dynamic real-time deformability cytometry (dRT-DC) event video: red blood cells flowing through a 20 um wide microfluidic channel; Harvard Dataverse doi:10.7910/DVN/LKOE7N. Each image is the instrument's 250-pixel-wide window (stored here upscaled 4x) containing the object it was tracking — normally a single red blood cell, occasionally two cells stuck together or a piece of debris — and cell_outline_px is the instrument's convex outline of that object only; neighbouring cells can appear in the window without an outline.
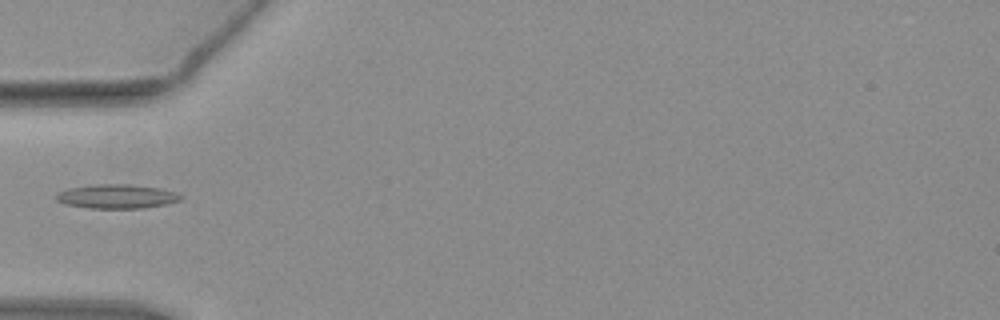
{"species": "common noctule bat (a hibernating species)", "species_latin": "Nyctalus noctula", "temperature_condition": "warm", "stored_images_in_passage": 34, "camera_frame_rate_fps": 3000, "um_per_image_px": 0.085, "animal": {"sex": "female", "body_mass_g": 19.3, "forearm_length_mm": 54.1}, "frame": {"image": 1, "passage_image": 1, "time_ms": 0.0, "image_size_px": [1000, 320], "cell_outline_px": [[184, 196], [180, 200], [164, 204], [144, 208], [88, 208], [64, 204], [56, 200], [56, 196], [60, 192], [68, 188], [96, 184], [128, 184], [160, 188], [176, 192]], "centroid_in_image_um": [9.93, 16.69], "position_along_channel_um": 75.1, "area_um2": 17.46}}
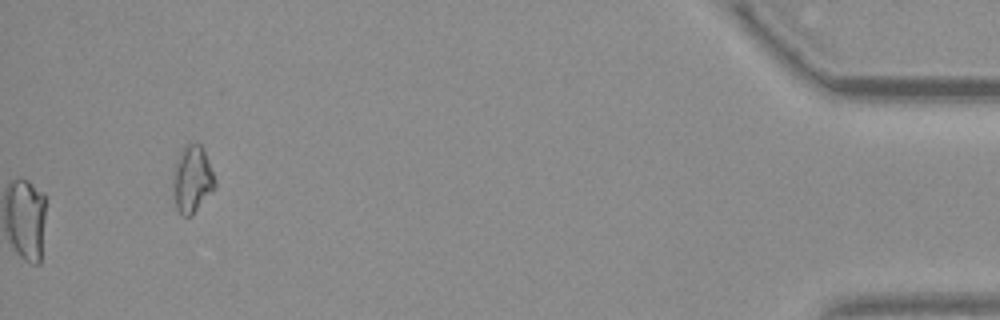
{"frame": {"image": 2, "passage_image": 34, "time_ms": 11.0, "image_size_px": [1000, 320], "cell_outline_px": [[216, 188], [192, 216], [184, 216], [176, 208], [172, 180], [172, 172], [176, 160], [184, 144], [200, 144], [208, 160], [216, 180]], "centroid_in_image_um": [16.33, 15.25], "position_along_channel_um": 418.9, "area_um2": 16.53}}